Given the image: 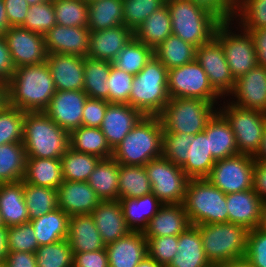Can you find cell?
Wrapping results in <instances>:
<instances>
[{"instance_id":"1","label":"cell","mask_w":266,"mask_h":267,"mask_svg":"<svg viewBox=\"0 0 266 267\" xmlns=\"http://www.w3.org/2000/svg\"><path fill=\"white\" fill-rule=\"evenodd\" d=\"M56 89L46 62L15 69L8 82V105L26 112L44 111Z\"/></svg>"},{"instance_id":"2","label":"cell","mask_w":266,"mask_h":267,"mask_svg":"<svg viewBox=\"0 0 266 267\" xmlns=\"http://www.w3.org/2000/svg\"><path fill=\"white\" fill-rule=\"evenodd\" d=\"M162 145L163 127L159 116H143L113 149L112 157L120 165L145 166L162 156Z\"/></svg>"},{"instance_id":"3","label":"cell","mask_w":266,"mask_h":267,"mask_svg":"<svg viewBox=\"0 0 266 267\" xmlns=\"http://www.w3.org/2000/svg\"><path fill=\"white\" fill-rule=\"evenodd\" d=\"M23 145L27 158L60 159L70 147V133L43 111L25 112Z\"/></svg>"},{"instance_id":"4","label":"cell","mask_w":266,"mask_h":267,"mask_svg":"<svg viewBox=\"0 0 266 267\" xmlns=\"http://www.w3.org/2000/svg\"><path fill=\"white\" fill-rule=\"evenodd\" d=\"M172 34L195 47L207 43L222 22L216 15L192 0H166Z\"/></svg>"},{"instance_id":"5","label":"cell","mask_w":266,"mask_h":267,"mask_svg":"<svg viewBox=\"0 0 266 267\" xmlns=\"http://www.w3.org/2000/svg\"><path fill=\"white\" fill-rule=\"evenodd\" d=\"M168 69L155 57L134 76L129 105L144 116H158L170 100Z\"/></svg>"},{"instance_id":"6","label":"cell","mask_w":266,"mask_h":267,"mask_svg":"<svg viewBox=\"0 0 266 267\" xmlns=\"http://www.w3.org/2000/svg\"><path fill=\"white\" fill-rule=\"evenodd\" d=\"M204 252L210 263L222 266L232 260L245 258L249 230L230 222L196 226Z\"/></svg>"},{"instance_id":"7","label":"cell","mask_w":266,"mask_h":267,"mask_svg":"<svg viewBox=\"0 0 266 267\" xmlns=\"http://www.w3.org/2000/svg\"><path fill=\"white\" fill-rule=\"evenodd\" d=\"M226 203V194L207 178L188 180L182 204L191 225L228 222Z\"/></svg>"},{"instance_id":"8","label":"cell","mask_w":266,"mask_h":267,"mask_svg":"<svg viewBox=\"0 0 266 267\" xmlns=\"http://www.w3.org/2000/svg\"><path fill=\"white\" fill-rule=\"evenodd\" d=\"M219 103L197 98H170L158 115L163 131L188 135L203 132L207 122L218 111Z\"/></svg>"},{"instance_id":"9","label":"cell","mask_w":266,"mask_h":267,"mask_svg":"<svg viewBox=\"0 0 266 267\" xmlns=\"http://www.w3.org/2000/svg\"><path fill=\"white\" fill-rule=\"evenodd\" d=\"M218 112L233 130L239 153L254 156L261 144L266 126V113L237 107L226 98H223V104L221 102L218 105Z\"/></svg>"},{"instance_id":"10","label":"cell","mask_w":266,"mask_h":267,"mask_svg":"<svg viewBox=\"0 0 266 267\" xmlns=\"http://www.w3.org/2000/svg\"><path fill=\"white\" fill-rule=\"evenodd\" d=\"M233 22L222 21L217 26L214 36L221 42L231 74L236 80L257 66L258 61L251 34L236 24L233 26Z\"/></svg>"},{"instance_id":"11","label":"cell","mask_w":266,"mask_h":267,"mask_svg":"<svg viewBox=\"0 0 266 267\" xmlns=\"http://www.w3.org/2000/svg\"><path fill=\"white\" fill-rule=\"evenodd\" d=\"M167 90L170 98H197L209 102L223 100L196 60L168 70Z\"/></svg>"},{"instance_id":"12","label":"cell","mask_w":266,"mask_h":267,"mask_svg":"<svg viewBox=\"0 0 266 267\" xmlns=\"http://www.w3.org/2000/svg\"><path fill=\"white\" fill-rule=\"evenodd\" d=\"M152 193L163 204H182L189 178L180 166L162 156L149 161L145 166Z\"/></svg>"},{"instance_id":"13","label":"cell","mask_w":266,"mask_h":267,"mask_svg":"<svg viewBox=\"0 0 266 267\" xmlns=\"http://www.w3.org/2000/svg\"><path fill=\"white\" fill-rule=\"evenodd\" d=\"M255 159L252 155L237 154L219 161L207 179L225 194L253 189Z\"/></svg>"},{"instance_id":"14","label":"cell","mask_w":266,"mask_h":267,"mask_svg":"<svg viewBox=\"0 0 266 267\" xmlns=\"http://www.w3.org/2000/svg\"><path fill=\"white\" fill-rule=\"evenodd\" d=\"M196 61L204 69L213 89L222 98H227L235 86V79L231 74L223 46L215 36L197 48Z\"/></svg>"},{"instance_id":"15","label":"cell","mask_w":266,"mask_h":267,"mask_svg":"<svg viewBox=\"0 0 266 267\" xmlns=\"http://www.w3.org/2000/svg\"><path fill=\"white\" fill-rule=\"evenodd\" d=\"M15 68L46 62L44 36L21 26L10 27L3 35Z\"/></svg>"},{"instance_id":"16","label":"cell","mask_w":266,"mask_h":267,"mask_svg":"<svg viewBox=\"0 0 266 267\" xmlns=\"http://www.w3.org/2000/svg\"><path fill=\"white\" fill-rule=\"evenodd\" d=\"M227 99L237 107L266 113V68L257 65L237 78Z\"/></svg>"},{"instance_id":"17","label":"cell","mask_w":266,"mask_h":267,"mask_svg":"<svg viewBox=\"0 0 266 267\" xmlns=\"http://www.w3.org/2000/svg\"><path fill=\"white\" fill-rule=\"evenodd\" d=\"M87 98L83 90L56 91L43 112L59 127L71 133L82 124V111Z\"/></svg>"},{"instance_id":"18","label":"cell","mask_w":266,"mask_h":267,"mask_svg":"<svg viewBox=\"0 0 266 267\" xmlns=\"http://www.w3.org/2000/svg\"><path fill=\"white\" fill-rule=\"evenodd\" d=\"M48 64L56 91L83 90L85 58L64 53H50Z\"/></svg>"},{"instance_id":"19","label":"cell","mask_w":266,"mask_h":267,"mask_svg":"<svg viewBox=\"0 0 266 267\" xmlns=\"http://www.w3.org/2000/svg\"><path fill=\"white\" fill-rule=\"evenodd\" d=\"M91 31L88 27H65L56 24L44 35L47 53L87 57Z\"/></svg>"},{"instance_id":"20","label":"cell","mask_w":266,"mask_h":267,"mask_svg":"<svg viewBox=\"0 0 266 267\" xmlns=\"http://www.w3.org/2000/svg\"><path fill=\"white\" fill-rule=\"evenodd\" d=\"M144 115L129 104L108 103L100 129L113 150Z\"/></svg>"},{"instance_id":"21","label":"cell","mask_w":266,"mask_h":267,"mask_svg":"<svg viewBox=\"0 0 266 267\" xmlns=\"http://www.w3.org/2000/svg\"><path fill=\"white\" fill-rule=\"evenodd\" d=\"M58 208L68 216L91 214L102 201L88 182L63 181L57 189Z\"/></svg>"},{"instance_id":"22","label":"cell","mask_w":266,"mask_h":267,"mask_svg":"<svg viewBox=\"0 0 266 267\" xmlns=\"http://www.w3.org/2000/svg\"><path fill=\"white\" fill-rule=\"evenodd\" d=\"M226 200L228 222L248 230L259 228L263 201L253 189L226 194Z\"/></svg>"},{"instance_id":"23","label":"cell","mask_w":266,"mask_h":267,"mask_svg":"<svg viewBox=\"0 0 266 267\" xmlns=\"http://www.w3.org/2000/svg\"><path fill=\"white\" fill-rule=\"evenodd\" d=\"M109 267H136L148 255L143 232L131 231L106 245Z\"/></svg>"},{"instance_id":"24","label":"cell","mask_w":266,"mask_h":267,"mask_svg":"<svg viewBox=\"0 0 266 267\" xmlns=\"http://www.w3.org/2000/svg\"><path fill=\"white\" fill-rule=\"evenodd\" d=\"M133 37L125 25L91 32L87 57L112 62Z\"/></svg>"},{"instance_id":"25","label":"cell","mask_w":266,"mask_h":267,"mask_svg":"<svg viewBox=\"0 0 266 267\" xmlns=\"http://www.w3.org/2000/svg\"><path fill=\"white\" fill-rule=\"evenodd\" d=\"M91 216L105 245L131 232L126 225L119 200L101 201L94 208Z\"/></svg>"},{"instance_id":"26","label":"cell","mask_w":266,"mask_h":267,"mask_svg":"<svg viewBox=\"0 0 266 267\" xmlns=\"http://www.w3.org/2000/svg\"><path fill=\"white\" fill-rule=\"evenodd\" d=\"M67 241L73 254L102 250L106 247L91 214L70 216Z\"/></svg>"},{"instance_id":"27","label":"cell","mask_w":266,"mask_h":267,"mask_svg":"<svg viewBox=\"0 0 266 267\" xmlns=\"http://www.w3.org/2000/svg\"><path fill=\"white\" fill-rule=\"evenodd\" d=\"M191 226L183 204H163L143 231L145 237L179 235Z\"/></svg>"},{"instance_id":"28","label":"cell","mask_w":266,"mask_h":267,"mask_svg":"<svg viewBox=\"0 0 266 267\" xmlns=\"http://www.w3.org/2000/svg\"><path fill=\"white\" fill-rule=\"evenodd\" d=\"M0 212L6 227L29 222L22 180L0 184Z\"/></svg>"},{"instance_id":"29","label":"cell","mask_w":266,"mask_h":267,"mask_svg":"<svg viewBox=\"0 0 266 267\" xmlns=\"http://www.w3.org/2000/svg\"><path fill=\"white\" fill-rule=\"evenodd\" d=\"M204 132L208 136L209 150L215 161L240 154L233 130L218 111L207 122Z\"/></svg>"},{"instance_id":"30","label":"cell","mask_w":266,"mask_h":267,"mask_svg":"<svg viewBox=\"0 0 266 267\" xmlns=\"http://www.w3.org/2000/svg\"><path fill=\"white\" fill-rule=\"evenodd\" d=\"M178 252L167 267H205L210 264L203 248L199 229L189 226L178 235Z\"/></svg>"},{"instance_id":"31","label":"cell","mask_w":266,"mask_h":267,"mask_svg":"<svg viewBox=\"0 0 266 267\" xmlns=\"http://www.w3.org/2000/svg\"><path fill=\"white\" fill-rule=\"evenodd\" d=\"M127 227L143 232L163 203L151 192L139 198L119 199Z\"/></svg>"},{"instance_id":"32","label":"cell","mask_w":266,"mask_h":267,"mask_svg":"<svg viewBox=\"0 0 266 267\" xmlns=\"http://www.w3.org/2000/svg\"><path fill=\"white\" fill-rule=\"evenodd\" d=\"M22 181L34 186L58 189L63 183L61 160L54 158H27Z\"/></svg>"},{"instance_id":"33","label":"cell","mask_w":266,"mask_h":267,"mask_svg":"<svg viewBox=\"0 0 266 267\" xmlns=\"http://www.w3.org/2000/svg\"><path fill=\"white\" fill-rule=\"evenodd\" d=\"M215 162L209 150L208 136L203 131L191 141L187 161L181 168L189 179H202L210 175Z\"/></svg>"},{"instance_id":"34","label":"cell","mask_w":266,"mask_h":267,"mask_svg":"<svg viewBox=\"0 0 266 267\" xmlns=\"http://www.w3.org/2000/svg\"><path fill=\"white\" fill-rule=\"evenodd\" d=\"M119 163L113 158L100 159L88 178V184L102 200H119Z\"/></svg>"},{"instance_id":"35","label":"cell","mask_w":266,"mask_h":267,"mask_svg":"<svg viewBox=\"0 0 266 267\" xmlns=\"http://www.w3.org/2000/svg\"><path fill=\"white\" fill-rule=\"evenodd\" d=\"M69 218L63 210L57 208L39 218L29 220L39 246L67 239Z\"/></svg>"},{"instance_id":"36","label":"cell","mask_w":266,"mask_h":267,"mask_svg":"<svg viewBox=\"0 0 266 267\" xmlns=\"http://www.w3.org/2000/svg\"><path fill=\"white\" fill-rule=\"evenodd\" d=\"M133 34L139 42L153 49L172 35L171 17L167 5L149 15Z\"/></svg>"},{"instance_id":"37","label":"cell","mask_w":266,"mask_h":267,"mask_svg":"<svg viewBox=\"0 0 266 267\" xmlns=\"http://www.w3.org/2000/svg\"><path fill=\"white\" fill-rule=\"evenodd\" d=\"M124 25L122 0H95L88 3V25L91 32Z\"/></svg>"},{"instance_id":"38","label":"cell","mask_w":266,"mask_h":267,"mask_svg":"<svg viewBox=\"0 0 266 267\" xmlns=\"http://www.w3.org/2000/svg\"><path fill=\"white\" fill-rule=\"evenodd\" d=\"M70 148L79 153L92 154L100 159L112 157L113 150L100 128L80 126L70 133Z\"/></svg>"},{"instance_id":"39","label":"cell","mask_w":266,"mask_h":267,"mask_svg":"<svg viewBox=\"0 0 266 267\" xmlns=\"http://www.w3.org/2000/svg\"><path fill=\"white\" fill-rule=\"evenodd\" d=\"M197 47L170 35L154 48V56L169 70L196 60Z\"/></svg>"},{"instance_id":"40","label":"cell","mask_w":266,"mask_h":267,"mask_svg":"<svg viewBox=\"0 0 266 267\" xmlns=\"http://www.w3.org/2000/svg\"><path fill=\"white\" fill-rule=\"evenodd\" d=\"M110 69V61L85 57L83 91L88 98L109 102V87L106 84Z\"/></svg>"},{"instance_id":"41","label":"cell","mask_w":266,"mask_h":267,"mask_svg":"<svg viewBox=\"0 0 266 267\" xmlns=\"http://www.w3.org/2000/svg\"><path fill=\"white\" fill-rule=\"evenodd\" d=\"M27 155L22 142L0 145V184L21 181Z\"/></svg>"},{"instance_id":"42","label":"cell","mask_w":266,"mask_h":267,"mask_svg":"<svg viewBox=\"0 0 266 267\" xmlns=\"http://www.w3.org/2000/svg\"><path fill=\"white\" fill-rule=\"evenodd\" d=\"M119 199L139 198L152 192L151 183L144 166L119 164Z\"/></svg>"},{"instance_id":"43","label":"cell","mask_w":266,"mask_h":267,"mask_svg":"<svg viewBox=\"0 0 266 267\" xmlns=\"http://www.w3.org/2000/svg\"><path fill=\"white\" fill-rule=\"evenodd\" d=\"M154 49L133 37L112 61V64L135 76L153 58Z\"/></svg>"},{"instance_id":"44","label":"cell","mask_w":266,"mask_h":267,"mask_svg":"<svg viewBox=\"0 0 266 267\" xmlns=\"http://www.w3.org/2000/svg\"><path fill=\"white\" fill-rule=\"evenodd\" d=\"M60 160L63 181L87 182L100 158L92 154L76 152L69 147Z\"/></svg>"},{"instance_id":"45","label":"cell","mask_w":266,"mask_h":267,"mask_svg":"<svg viewBox=\"0 0 266 267\" xmlns=\"http://www.w3.org/2000/svg\"><path fill=\"white\" fill-rule=\"evenodd\" d=\"M24 200L30 220L58 208L57 189L54 188L34 186L24 182Z\"/></svg>"},{"instance_id":"46","label":"cell","mask_w":266,"mask_h":267,"mask_svg":"<svg viewBox=\"0 0 266 267\" xmlns=\"http://www.w3.org/2000/svg\"><path fill=\"white\" fill-rule=\"evenodd\" d=\"M233 21L246 32L266 28V0H240Z\"/></svg>"},{"instance_id":"47","label":"cell","mask_w":266,"mask_h":267,"mask_svg":"<svg viewBox=\"0 0 266 267\" xmlns=\"http://www.w3.org/2000/svg\"><path fill=\"white\" fill-rule=\"evenodd\" d=\"M35 255L37 267H73V253L67 239L39 246Z\"/></svg>"},{"instance_id":"48","label":"cell","mask_w":266,"mask_h":267,"mask_svg":"<svg viewBox=\"0 0 266 267\" xmlns=\"http://www.w3.org/2000/svg\"><path fill=\"white\" fill-rule=\"evenodd\" d=\"M52 2L57 24L65 27H87V2L82 0H55Z\"/></svg>"},{"instance_id":"49","label":"cell","mask_w":266,"mask_h":267,"mask_svg":"<svg viewBox=\"0 0 266 267\" xmlns=\"http://www.w3.org/2000/svg\"><path fill=\"white\" fill-rule=\"evenodd\" d=\"M25 112L10 105L0 111V145L23 142Z\"/></svg>"},{"instance_id":"50","label":"cell","mask_w":266,"mask_h":267,"mask_svg":"<svg viewBox=\"0 0 266 267\" xmlns=\"http://www.w3.org/2000/svg\"><path fill=\"white\" fill-rule=\"evenodd\" d=\"M122 3L124 25L134 32L166 0H122Z\"/></svg>"},{"instance_id":"51","label":"cell","mask_w":266,"mask_h":267,"mask_svg":"<svg viewBox=\"0 0 266 267\" xmlns=\"http://www.w3.org/2000/svg\"><path fill=\"white\" fill-rule=\"evenodd\" d=\"M56 24L53 2L49 1L30 5L21 27L44 36Z\"/></svg>"},{"instance_id":"52","label":"cell","mask_w":266,"mask_h":267,"mask_svg":"<svg viewBox=\"0 0 266 267\" xmlns=\"http://www.w3.org/2000/svg\"><path fill=\"white\" fill-rule=\"evenodd\" d=\"M195 135L163 131L162 157L177 166L187 161L188 149Z\"/></svg>"},{"instance_id":"53","label":"cell","mask_w":266,"mask_h":267,"mask_svg":"<svg viewBox=\"0 0 266 267\" xmlns=\"http://www.w3.org/2000/svg\"><path fill=\"white\" fill-rule=\"evenodd\" d=\"M134 76L115 67L111 69L106 86L109 87V103L129 104Z\"/></svg>"},{"instance_id":"54","label":"cell","mask_w":266,"mask_h":267,"mask_svg":"<svg viewBox=\"0 0 266 267\" xmlns=\"http://www.w3.org/2000/svg\"><path fill=\"white\" fill-rule=\"evenodd\" d=\"M9 251L35 253L39 247L30 222L7 227Z\"/></svg>"},{"instance_id":"55","label":"cell","mask_w":266,"mask_h":267,"mask_svg":"<svg viewBox=\"0 0 266 267\" xmlns=\"http://www.w3.org/2000/svg\"><path fill=\"white\" fill-rule=\"evenodd\" d=\"M148 256L167 267L178 252V235L146 237Z\"/></svg>"},{"instance_id":"56","label":"cell","mask_w":266,"mask_h":267,"mask_svg":"<svg viewBox=\"0 0 266 267\" xmlns=\"http://www.w3.org/2000/svg\"><path fill=\"white\" fill-rule=\"evenodd\" d=\"M245 258L253 267H266V232L260 228L249 230Z\"/></svg>"},{"instance_id":"57","label":"cell","mask_w":266,"mask_h":267,"mask_svg":"<svg viewBox=\"0 0 266 267\" xmlns=\"http://www.w3.org/2000/svg\"><path fill=\"white\" fill-rule=\"evenodd\" d=\"M108 103L102 99L87 98L82 111L81 126L100 128Z\"/></svg>"},{"instance_id":"58","label":"cell","mask_w":266,"mask_h":267,"mask_svg":"<svg viewBox=\"0 0 266 267\" xmlns=\"http://www.w3.org/2000/svg\"><path fill=\"white\" fill-rule=\"evenodd\" d=\"M206 8L221 21H232L235 14V4L231 0H192Z\"/></svg>"},{"instance_id":"59","label":"cell","mask_w":266,"mask_h":267,"mask_svg":"<svg viewBox=\"0 0 266 267\" xmlns=\"http://www.w3.org/2000/svg\"><path fill=\"white\" fill-rule=\"evenodd\" d=\"M73 267H109L106 248L73 254Z\"/></svg>"},{"instance_id":"60","label":"cell","mask_w":266,"mask_h":267,"mask_svg":"<svg viewBox=\"0 0 266 267\" xmlns=\"http://www.w3.org/2000/svg\"><path fill=\"white\" fill-rule=\"evenodd\" d=\"M3 1L7 13V20L9 22L10 27L22 26L30 6L28 2L26 0Z\"/></svg>"},{"instance_id":"61","label":"cell","mask_w":266,"mask_h":267,"mask_svg":"<svg viewBox=\"0 0 266 267\" xmlns=\"http://www.w3.org/2000/svg\"><path fill=\"white\" fill-rule=\"evenodd\" d=\"M15 69L6 41L0 36V80L8 83Z\"/></svg>"},{"instance_id":"62","label":"cell","mask_w":266,"mask_h":267,"mask_svg":"<svg viewBox=\"0 0 266 267\" xmlns=\"http://www.w3.org/2000/svg\"><path fill=\"white\" fill-rule=\"evenodd\" d=\"M7 267H37L35 253L9 251L5 263Z\"/></svg>"},{"instance_id":"63","label":"cell","mask_w":266,"mask_h":267,"mask_svg":"<svg viewBox=\"0 0 266 267\" xmlns=\"http://www.w3.org/2000/svg\"><path fill=\"white\" fill-rule=\"evenodd\" d=\"M252 181L253 190L262 201H266V163L255 160Z\"/></svg>"},{"instance_id":"64","label":"cell","mask_w":266,"mask_h":267,"mask_svg":"<svg viewBox=\"0 0 266 267\" xmlns=\"http://www.w3.org/2000/svg\"><path fill=\"white\" fill-rule=\"evenodd\" d=\"M251 34L257 54L258 65L266 68V28L248 32Z\"/></svg>"},{"instance_id":"65","label":"cell","mask_w":266,"mask_h":267,"mask_svg":"<svg viewBox=\"0 0 266 267\" xmlns=\"http://www.w3.org/2000/svg\"><path fill=\"white\" fill-rule=\"evenodd\" d=\"M8 253L7 227L0 226V263H5Z\"/></svg>"},{"instance_id":"66","label":"cell","mask_w":266,"mask_h":267,"mask_svg":"<svg viewBox=\"0 0 266 267\" xmlns=\"http://www.w3.org/2000/svg\"><path fill=\"white\" fill-rule=\"evenodd\" d=\"M9 28H10V25L7 20V13H6L4 1L0 0V36H3Z\"/></svg>"},{"instance_id":"67","label":"cell","mask_w":266,"mask_h":267,"mask_svg":"<svg viewBox=\"0 0 266 267\" xmlns=\"http://www.w3.org/2000/svg\"><path fill=\"white\" fill-rule=\"evenodd\" d=\"M253 158L256 161H261V162L266 163V126H265L263 134H262V139H261V144L259 146V150L253 156Z\"/></svg>"},{"instance_id":"68","label":"cell","mask_w":266,"mask_h":267,"mask_svg":"<svg viewBox=\"0 0 266 267\" xmlns=\"http://www.w3.org/2000/svg\"><path fill=\"white\" fill-rule=\"evenodd\" d=\"M8 105V83L0 80V111Z\"/></svg>"},{"instance_id":"69","label":"cell","mask_w":266,"mask_h":267,"mask_svg":"<svg viewBox=\"0 0 266 267\" xmlns=\"http://www.w3.org/2000/svg\"><path fill=\"white\" fill-rule=\"evenodd\" d=\"M221 267H253V266L246 258H241L224 263Z\"/></svg>"},{"instance_id":"70","label":"cell","mask_w":266,"mask_h":267,"mask_svg":"<svg viewBox=\"0 0 266 267\" xmlns=\"http://www.w3.org/2000/svg\"><path fill=\"white\" fill-rule=\"evenodd\" d=\"M136 267H163V266L147 255L144 259H142L138 263Z\"/></svg>"},{"instance_id":"71","label":"cell","mask_w":266,"mask_h":267,"mask_svg":"<svg viewBox=\"0 0 266 267\" xmlns=\"http://www.w3.org/2000/svg\"><path fill=\"white\" fill-rule=\"evenodd\" d=\"M259 228L266 232V201H263L262 203L261 222L259 224Z\"/></svg>"},{"instance_id":"72","label":"cell","mask_w":266,"mask_h":267,"mask_svg":"<svg viewBox=\"0 0 266 267\" xmlns=\"http://www.w3.org/2000/svg\"><path fill=\"white\" fill-rule=\"evenodd\" d=\"M26 1L28 2L29 5H35L39 3L49 2L52 0H26Z\"/></svg>"},{"instance_id":"73","label":"cell","mask_w":266,"mask_h":267,"mask_svg":"<svg viewBox=\"0 0 266 267\" xmlns=\"http://www.w3.org/2000/svg\"><path fill=\"white\" fill-rule=\"evenodd\" d=\"M205 267H221V266L218 265V264L210 263V264H208V265L205 266Z\"/></svg>"},{"instance_id":"74","label":"cell","mask_w":266,"mask_h":267,"mask_svg":"<svg viewBox=\"0 0 266 267\" xmlns=\"http://www.w3.org/2000/svg\"><path fill=\"white\" fill-rule=\"evenodd\" d=\"M0 226H5V225H4V222H3V220H2L1 212H0Z\"/></svg>"},{"instance_id":"75","label":"cell","mask_w":266,"mask_h":267,"mask_svg":"<svg viewBox=\"0 0 266 267\" xmlns=\"http://www.w3.org/2000/svg\"><path fill=\"white\" fill-rule=\"evenodd\" d=\"M82 1L87 2V3H91V2H93L95 0H82Z\"/></svg>"},{"instance_id":"76","label":"cell","mask_w":266,"mask_h":267,"mask_svg":"<svg viewBox=\"0 0 266 267\" xmlns=\"http://www.w3.org/2000/svg\"><path fill=\"white\" fill-rule=\"evenodd\" d=\"M235 5L240 1V0H231Z\"/></svg>"},{"instance_id":"77","label":"cell","mask_w":266,"mask_h":267,"mask_svg":"<svg viewBox=\"0 0 266 267\" xmlns=\"http://www.w3.org/2000/svg\"><path fill=\"white\" fill-rule=\"evenodd\" d=\"M0 267H7L4 263H0Z\"/></svg>"}]
</instances>
